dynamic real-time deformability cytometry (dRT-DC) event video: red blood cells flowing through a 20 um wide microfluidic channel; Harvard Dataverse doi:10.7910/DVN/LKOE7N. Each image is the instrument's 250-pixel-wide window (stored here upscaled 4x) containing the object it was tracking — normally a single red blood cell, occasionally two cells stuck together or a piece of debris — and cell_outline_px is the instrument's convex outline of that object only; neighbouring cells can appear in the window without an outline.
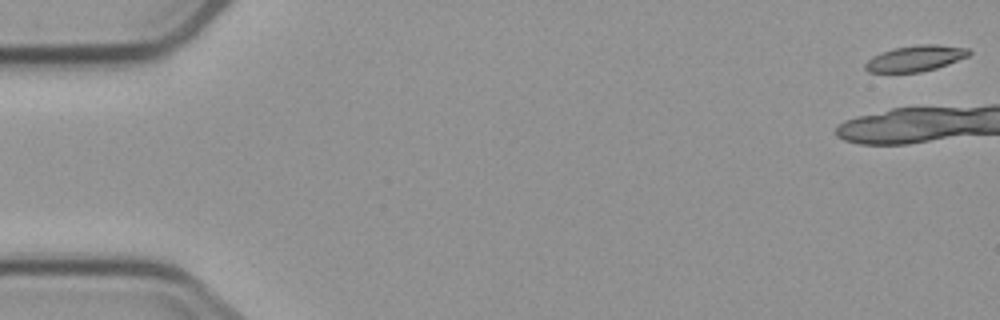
{"species": "common noctule bat (a hibernating species)", "species_latin": "Nyctalus noctula", "temperature_condition": "cold", "stored_images_in_passage": 6, "camera_frame_rate_fps": 3000, "um_per_image_px": 0.085, "animal": {"sex": "male", "body_mass_g": 23.1, "forearm_length_mm": 52.7}, "frame": {"image": 1, "passage_image": 1, "time_ms": 0.0, "image_size_px": [1000, 320], "cell_outline_px": [[972, 52], [968, 56], [948, 64], [936, 68], [920, 72], [868, 72], [864, 68], [864, 64], [872, 56], [880, 52], [892, 48], [920, 44], [936, 44], [968, 48]], "centroid_in_image_um": [77.79, 4.95], "position_along_channel_um": 7.2, "area_um2": 15.72}}